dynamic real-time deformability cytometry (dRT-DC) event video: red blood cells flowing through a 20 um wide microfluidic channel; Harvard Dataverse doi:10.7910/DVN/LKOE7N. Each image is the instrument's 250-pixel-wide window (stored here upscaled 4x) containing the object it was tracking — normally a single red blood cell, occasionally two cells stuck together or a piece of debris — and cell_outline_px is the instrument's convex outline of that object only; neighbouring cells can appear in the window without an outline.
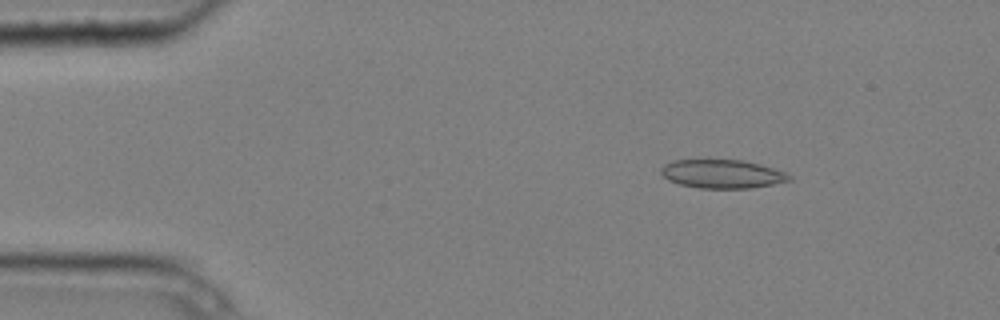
{"species": "common noctule bat (a hibernating species)", "species_latin": "Nyctalus noctula", "temperature_condition": "cold", "stored_images_in_passage": 4, "camera_frame_rate_fps": 3000, "um_per_image_px": 0.085, "animal": {"sex": "male", "body_mass_g": 20.4}, "frame": {"image": 1, "passage_image": 2, "time_ms": 0.333, "image_size_px": [1000, 320], "cell_outline_px": [[792, 180], [752, 188], [700, 188], [680, 184], [668, 180], [660, 172], [660, 168], [664, 164], [672, 160], [740, 160], [760, 164], [784, 172], [792, 176]], "centroid_in_image_um": [61.37, 14.78], "position_along_channel_um": 23.6, "area_um2": 21.27}}
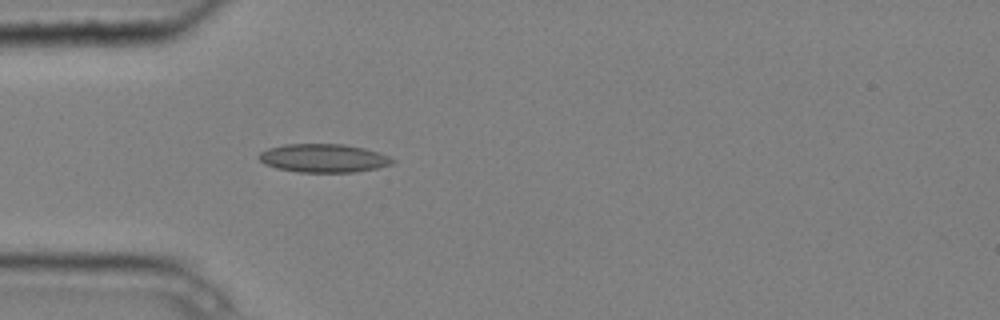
{"frame": {"image": 2, "passage_image": 4, "time_ms": 1.0, "image_size_px": [1000, 320], "cell_outline_px": [[396, 160], [392, 164], [376, 168], [352, 172], [300, 172], [276, 168], [264, 164], [256, 156], [260, 152], [268, 148], [284, 144], [344, 144], [364, 148], [388, 156]], "centroid_in_image_um": [27.46, 13.44], "position_along_channel_um": 57.5, "area_um2": 22.08}}